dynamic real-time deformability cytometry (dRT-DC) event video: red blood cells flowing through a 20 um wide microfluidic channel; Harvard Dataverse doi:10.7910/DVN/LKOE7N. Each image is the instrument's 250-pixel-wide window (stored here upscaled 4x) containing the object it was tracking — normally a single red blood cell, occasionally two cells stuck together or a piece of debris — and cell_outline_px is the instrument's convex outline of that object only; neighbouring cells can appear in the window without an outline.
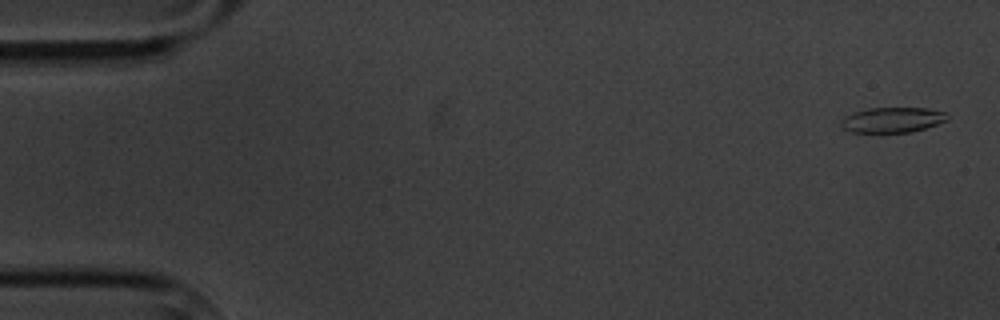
{"species": "common noctule bat (a hibernating species)", "species_latin": "Nyctalus noctula", "temperature_condition": "cold", "stored_images_in_passage": 6, "camera_frame_rate_fps": 3000, "um_per_image_px": 0.085, "animal": {"sex": "male", "body_mass_g": 20.1, "forearm_length_mm": 53.5}, "frame": {"image": 1, "passage_image": 1, "time_ms": 0.0, "image_size_px": [1000, 320], "cell_outline_px": [[948, 120], [912, 132], [852, 132], [844, 128], [840, 124], [840, 120], [844, 116], [868, 108], [928, 108], [944, 112], [948, 116]], "centroid_in_image_um": [75.85, 10.18], "position_along_channel_um": 9.2, "area_um2": 15.49}}